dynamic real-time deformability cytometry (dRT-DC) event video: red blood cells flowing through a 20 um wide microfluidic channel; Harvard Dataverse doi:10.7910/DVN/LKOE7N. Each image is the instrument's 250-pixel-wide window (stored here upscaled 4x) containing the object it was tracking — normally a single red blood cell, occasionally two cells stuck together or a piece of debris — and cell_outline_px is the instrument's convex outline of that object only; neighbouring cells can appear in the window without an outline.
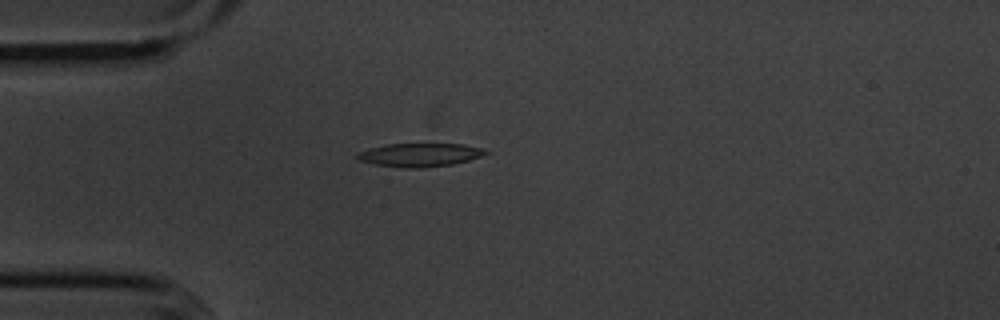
{"species": "common noctule bat (a hibernating species)", "species_latin": "Nyctalus noctula", "temperature_condition": "cold", "stored_images_in_passage": 42, "camera_frame_rate_fps": 3000, "um_per_image_px": 0.085, "animal": {"sex": "male", "body_mass_g": 20.1, "forearm_length_mm": 53.5}, "frame": {"image": 1, "passage_image": 2, "time_ms": 0.333, "image_size_px": [1000, 320], "cell_outline_px": [[492, 152], [468, 160], [452, 164], [420, 168], [408, 168], [376, 164], [360, 160], [356, 156], [356, 152], [368, 148], [388, 144], [464, 144], [480, 148]], "centroid_in_image_um": [35.67, 13.15], "position_along_channel_um": 49.3, "area_um2": 17.34}}
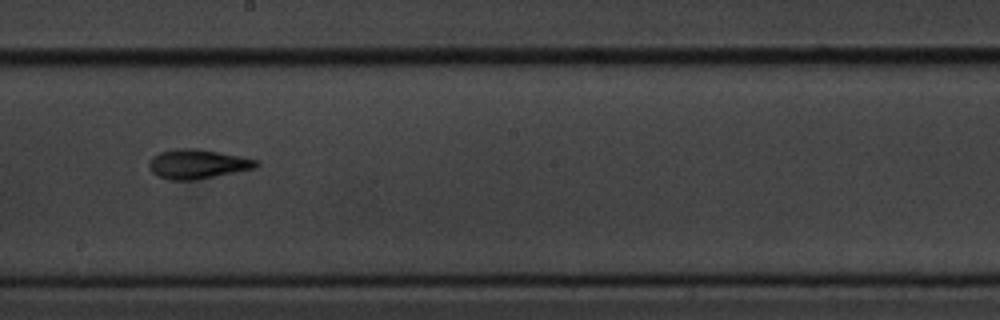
{"frame": {"image": 2, "passage_image": 18, "time_ms": 5.667, "image_size_px": [1000, 320], "cell_outline_px": [[260, 164], [256, 168], [236, 172], [192, 180], [172, 180], [160, 176], [152, 172], [148, 168], [148, 164], [152, 156], [160, 152], [176, 148], [196, 148], [240, 156], [260, 160]], "centroid_in_image_um": [16.8, 13.93], "position_along_channel_um": 231.4, "area_um2": 18.32}}
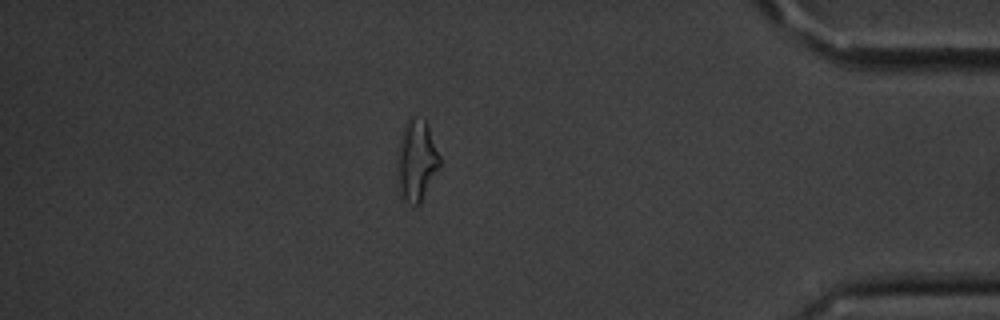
{"frame": {"image": 3, "passage_image": 35, "time_ms": 11.333, "image_size_px": [1000, 320], "cell_outline_px": [[440, 164], [420, 204], [416, 208], [404, 200], [400, 196], [396, 172], [396, 156], [404, 124], [408, 116], [424, 116], [428, 124], [440, 156]], "centroid_in_image_um": [35.37, 13.61], "position_along_channel_um": 399.8, "area_um2": 20.69}, "authors_computed_cell_mechanics": {"area_um2": 17.8024, "velocity_mm_per_s": 3.6129, "shape_relaxation_time_tau1_ms": 4.4899, "shape_relaxation_time_tau2_ms": 4.2043, "deformation_change_tau1": 0.1562, "deformation_change_tau2": 0.1372}}